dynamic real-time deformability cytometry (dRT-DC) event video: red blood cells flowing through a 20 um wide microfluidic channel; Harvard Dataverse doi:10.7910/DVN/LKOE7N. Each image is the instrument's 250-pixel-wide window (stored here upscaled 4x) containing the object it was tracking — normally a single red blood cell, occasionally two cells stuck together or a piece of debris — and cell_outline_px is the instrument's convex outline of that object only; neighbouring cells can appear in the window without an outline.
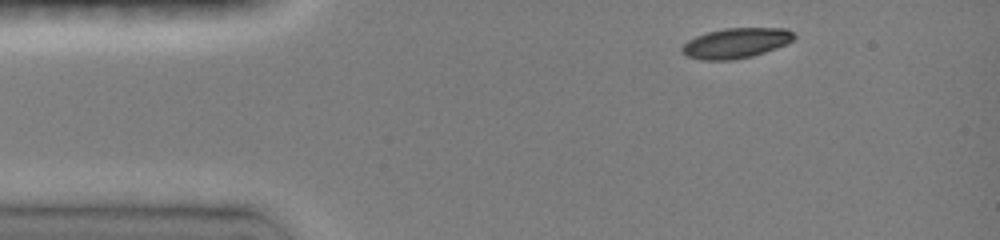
{"species": "common noctule bat (a hibernating species)", "species_latin": "Nyctalus noctula", "temperature_condition": "room temperature", "stored_images_in_passage": 14, "camera_frame_rate_fps": 3000, "um_per_image_px": 0.085, "animal": {"sex": "female", "body_mass_g": 19.0, "forearm_length_mm": 51.5}, "frame": {"image": 1, "passage_image": 1, "time_ms": 0.0, "image_size_px": [1000, 240], "cell_outline_px": [[796, 36], [792, 40], [776, 48], [752, 56], [732, 60], [700, 60], [688, 56], [680, 52], [680, 48], [688, 40], [696, 36], [708, 32], [724, 28], [788, 28]], "centroid_in_image_um": [62.53, 3.66], "position_along_channel_um": 22.5, "area_um2": 19.65}}
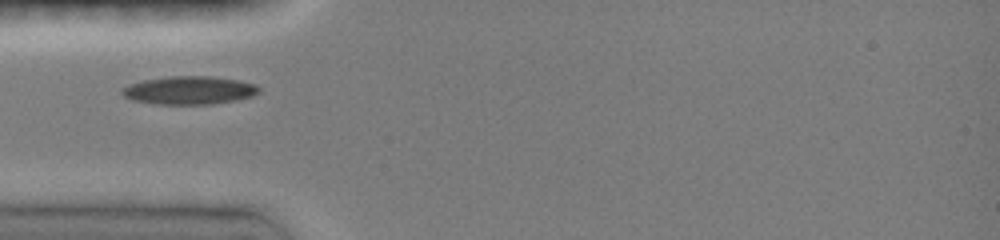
{"frame": {"image": 2, "passage_image": 6, "time_ms": 2.667, "image_size_px": [1000, 240], "cell_outline_px": [[260, 92], [252, 96], [236, 100], [212, 104], [156, 104], [132, 100], [124, 96], [120, 92], [120, 88], [128, 84], [144, 80], [168, 76], [212, 76], [236, 80], [256, 84], [260, 88]], "centroid_in_image_um": [16.06, 7.67], "position_along_channel_um": 68.9, "area_um2": 22.6}}
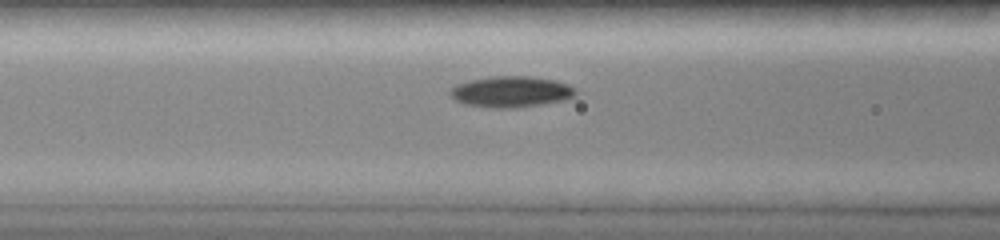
{"frame": {"image": 3, "passage_image": 9, "time_ms": 4.0, "image_size_px": [1000, 240], "cell_outline_px": [[576, 96], [564, 100], [544, 104], [520, 108], [492, 108], [464, 104], [456, 100], [448, 92], [456, 84], [468, 80], [492, 76], [528, 76], [556, 80], [568, 84], [576, 88]], "centroid_in_image_um": [43.46, 7.8], "position_along_channel_um": 123.1, "area_um2": 23.0}}